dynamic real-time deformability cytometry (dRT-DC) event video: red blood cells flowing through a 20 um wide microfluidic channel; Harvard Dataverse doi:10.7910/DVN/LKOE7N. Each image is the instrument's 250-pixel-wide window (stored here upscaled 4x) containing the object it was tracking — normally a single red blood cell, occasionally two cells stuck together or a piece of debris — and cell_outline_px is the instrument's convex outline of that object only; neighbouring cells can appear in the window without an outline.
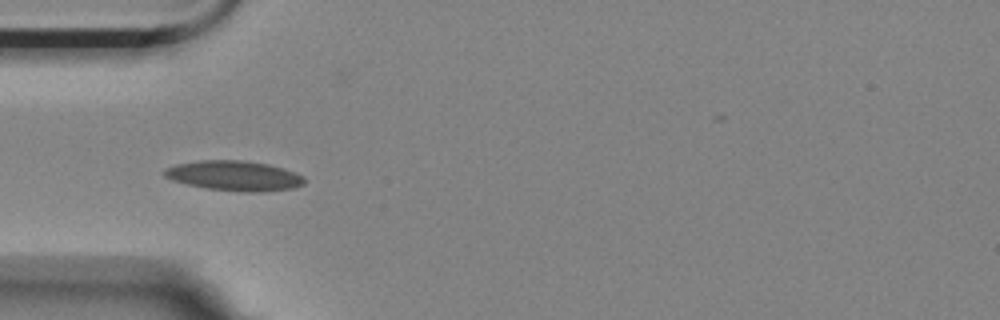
{"species": "Egyptian fruit bat (a non-hibernating species)", "species_latin": "Rousettus aegyptiacus", "temperature_condition": "room temperature", "stored_images_in_passage": 12, "camera_frame_rate_fps": 3000, "um_per_image_px": 0.085, "animal": {"sex": "female"}, "frame": {"image": 1, "passage_image": 3, "time_ms": 0.667, "image_size_px": [1000, 320], "cell_outline_px": [[304, 184], [292, 188], [264, 192], [240, 192], [208, 188], [188, 184], [172, 180], [164, 176], [160, 172], [164, 168], [176, 164], [200, 160], [240, 160], [268, 164], [284, 168], [304, 176]], "centroid_in_image_um": [19.89, 14.93], "position_along_channel_um": 65.1, "area_um2": 24.57}}
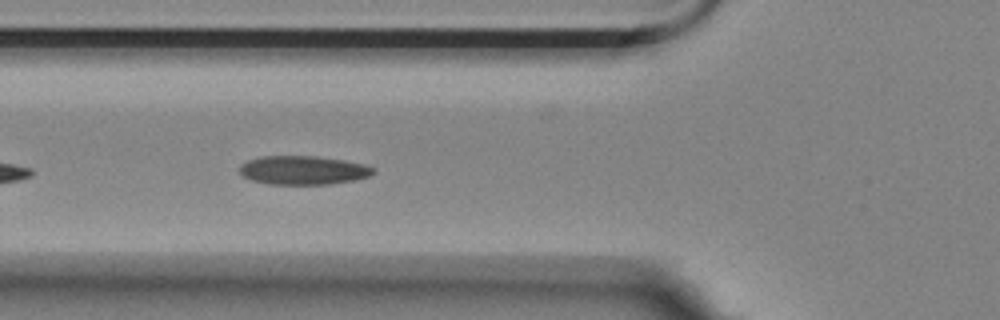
{"frame": {"image": 2, "passage_image": 6, "time_ms": 1.667, "image_size_px": [1000, 320], "cell_outline_px": [[376, 172], [368, 176], [356, 180], [328, 184], [268, 184], [252, 180], [244, 176], [240, 172], [240, 164], [248, 160], [260, 156], [316, 156], [344, 160], [364, 164], [372, 168]], "centroid_in_image_um": [25.76, 14.46], "position_along_channel_um": 100.0, "area_um2": 22.37}}
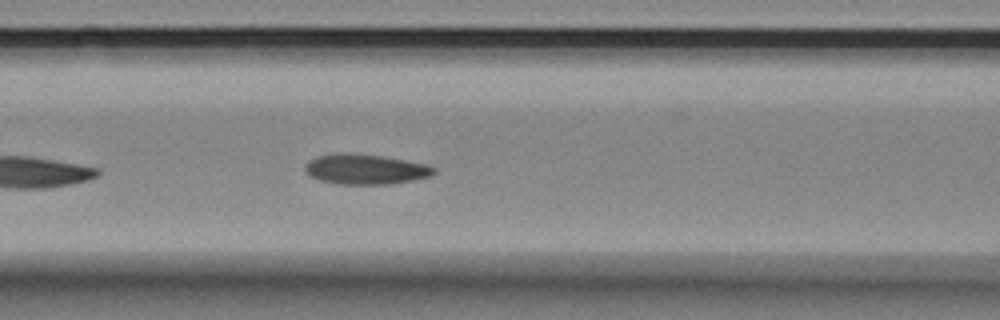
{"frame": {"image": 3, "passage_image": 9, "time_ms": 2.667, "image_size_px": [1000, 320], "cell_outline_px": [[436, 172], [432, 176], [412, 180], [388, 184], [340, 184], [320, 180], [308, 176], [304, 168], [308, 160], [316, 156], [340, 152], [344, 152], [384, 156], [432, 164], [436, 168]], "centroid_in_image_um": [31.09, 14.37], "position_along_channel_um": 135.5, "area_um2": 23.06}}